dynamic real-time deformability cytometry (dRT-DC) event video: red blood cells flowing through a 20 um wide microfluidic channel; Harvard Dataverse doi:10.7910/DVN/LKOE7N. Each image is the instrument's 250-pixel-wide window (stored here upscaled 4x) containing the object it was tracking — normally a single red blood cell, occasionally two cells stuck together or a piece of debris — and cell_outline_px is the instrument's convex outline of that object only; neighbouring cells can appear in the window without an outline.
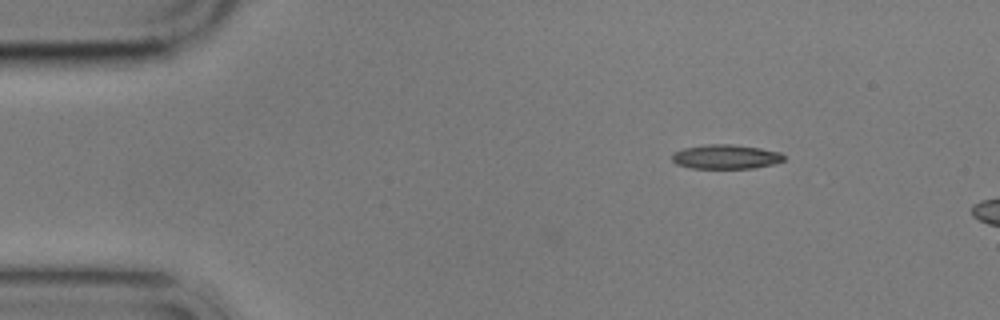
{"species": "common noctule bat (a hibernating species)", "species_latin": "Nyctalus noctula", "temperature_condition": "cold", "stored_images_in_passage": 3, "camera_frame_rate_fps": 3000, "um_per_image_px": 0.085, "animal": {"sex": "male", "body_mass_g": 17.9}, "frame": {"image": 1, "passage_image": 1, "time_ms": 0.0, "image_size_px": [1000, 320], "cell_outline_px": [[784, 160], [776, 164], [752, 168], [692, 168], [676, 164], [672, 160], [672, 152], [684, 148], [708, 144], [732, 144], [760, 148], [780, 152], [784, 156]], "centroid_in_image_um": [61.69, 13.32], "position_along_channel_um": 23.3, "area_um2": 15.9}}